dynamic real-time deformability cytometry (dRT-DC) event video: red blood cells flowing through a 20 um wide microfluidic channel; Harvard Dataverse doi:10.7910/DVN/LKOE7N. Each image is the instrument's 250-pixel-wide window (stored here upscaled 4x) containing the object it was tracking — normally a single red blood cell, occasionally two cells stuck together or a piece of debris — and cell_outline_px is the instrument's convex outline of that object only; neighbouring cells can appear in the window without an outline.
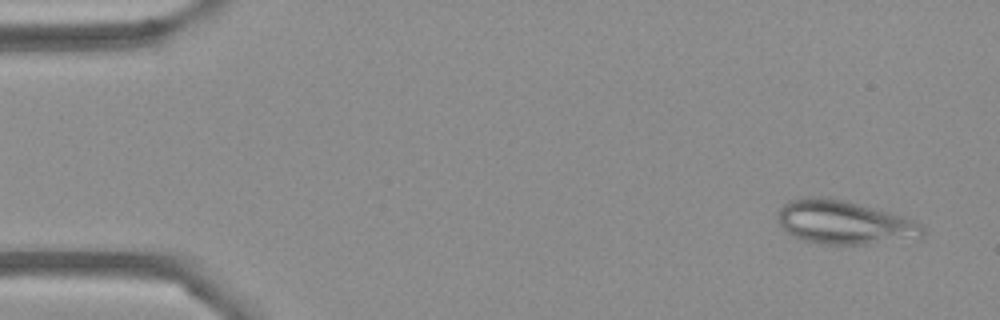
{"species": "Egyptian fruit bat (a non-hibernating species)", "species_latin": "Rousettus aegyptiacus", "temperature_condition": "cold", "stored_images_in_passage": 54, "camera_frame_rate_fps": 3000, "um_per_image_px": 0.085, "frame": {"image": 1, "passage_image": 3, "time_ms": 0.667, "image_size_px": [1000, 320], "cell_outline_px": [[924, 236], [864, 244], [824, 244], [800, 240], [792, 236], [780, 224], [780, 208], [788, 200], [800, 196], [828, 196], [844, 200], [900, 216], [912, 220], [920, 224], [924, 228]], "centroid_in_image_um": [71.68, 18.88], "position_along_channel_um": 13.3, "area_um2": 36.3}}
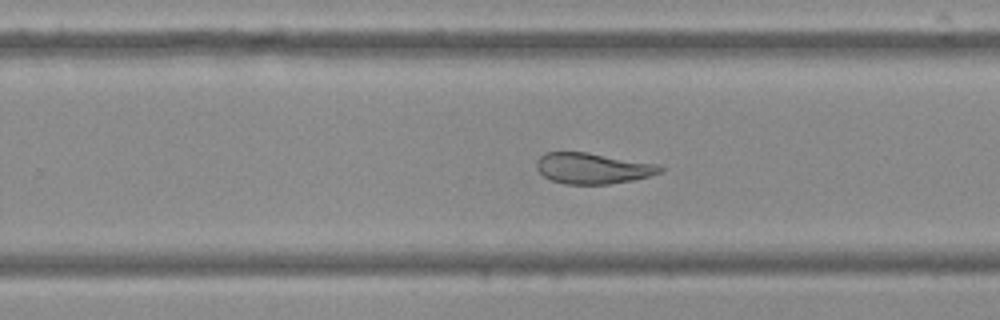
{"frame": {"image": 2, "passage_image": 34, "time_ms": 11.0, "image_size_px": [1000, 320], "cell_outline_px": [[664, 168], [660, 172], [648, 176], [632, 180], [608, 184], [564, 184], [552, 180], [544, 176], [536, 168], [536, 160], [544, 152], [588, 152], [660, 164]], "centroid_in_image_um": [50.37, 14.29], "position_along_channel_um": 279.4, "area_um2": 22.31}}
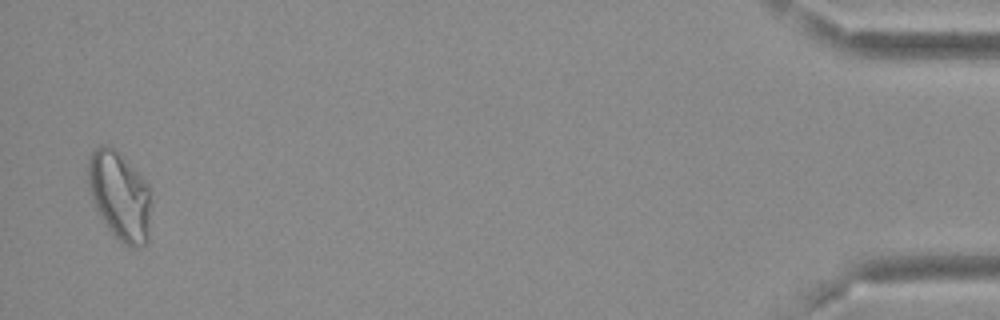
{"frame": {"image": 3, "passage_image": 53, "time_ms": 17.333, "image_size_px": [1000, 320], "cell_outline_px": [[152, 204], [148, 244], [136, 248], [132, 248], [124, 244], [108, 228], [96, 208], [88, 188], [88, 160], [92, 152], [100, 144], [108, 144], [120, 152], [148, 184], [152, 200]], "centroid_in_image_um": [10.21, 16.64], "position_along_channel_um": 425.0, "area_um2": 33.06}, "authors_computed_cell_mechanics": {"area_um2": 27.6284, "velocity_mm_per_s": 3.6714, "shape_relaxation_time_tau1_ms": null, "shape_relaxation_time_tau2_ms": 5.1688, "deformation_change_tau1": null, "deformation_change_tau2": 0.0813}}